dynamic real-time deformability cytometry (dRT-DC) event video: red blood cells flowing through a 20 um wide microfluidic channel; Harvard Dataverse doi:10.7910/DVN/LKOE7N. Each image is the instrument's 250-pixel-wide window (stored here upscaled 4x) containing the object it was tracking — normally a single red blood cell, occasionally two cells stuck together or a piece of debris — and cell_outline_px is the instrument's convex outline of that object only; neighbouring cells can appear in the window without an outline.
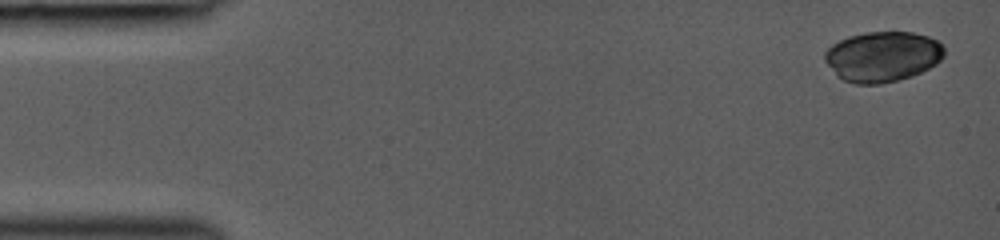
{"species": "common noctule bat (a hibernating species)", "species_latin": "Nyctalus noctula", "temperature_condition": "room temperature", "stored_images_in_passage": 7, "camera_frame_rate_fps": 3000, "um_per_image_px": 0.085, "animal": {"sex": "female", "body_mass_g": 19.0, "forearm_length_mm": 53.3}, "frame": {"image": 1, "passage_image": 1, "time_ms": 0.0, "image_size_px": [1000, 240], "cell_outline_px": [[944, 56], [936, 64], [912, 76], [880, 84], [856, 84], [844, 80], [836, 76], [824, 60], [824, 52], [832, 44], [848, 36], [864, 32], [912, 32], [928, 36], [944, 44]], "centroid_in_image_um": [75.01, 4.8], "position_along_channel_um": 10.0, "area_um2": 35.2}}